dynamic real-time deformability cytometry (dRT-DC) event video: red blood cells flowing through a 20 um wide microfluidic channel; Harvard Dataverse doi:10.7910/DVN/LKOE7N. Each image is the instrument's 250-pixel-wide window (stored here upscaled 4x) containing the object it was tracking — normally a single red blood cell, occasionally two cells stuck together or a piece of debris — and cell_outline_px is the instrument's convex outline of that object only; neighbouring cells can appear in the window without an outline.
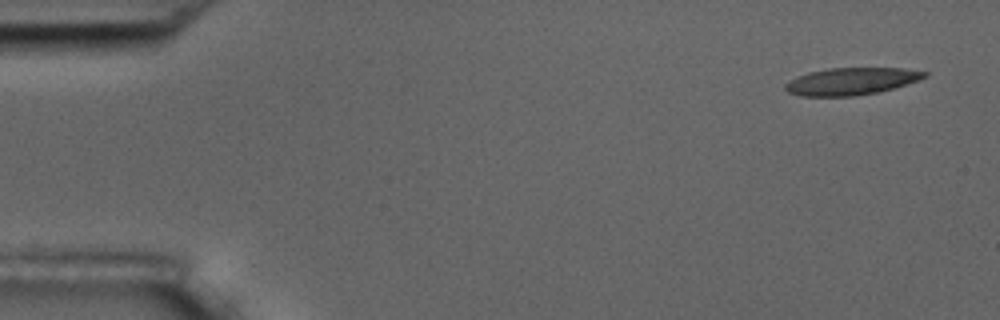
{"species": "common noctule bat (a hibernating species)", "species_latin": "Nyctalus noctula", "temperature_condition": "room temperature", "stored_images_in_passage": 6, "camera_frame_rate_fps": 3000, "um_per_image_px": 0.085, "animal": {"sex": "male", "body_mass_g": 17.5, "forearm_length_mm": 52.3}, "frame": {"image": 1, "passage_image": 1, "time_ms": 0.0, "image_size_px": [1000, 320], "cell_outline_px": [[928, 76], [892, 88], [876, 92], [852, 96], [800, 96], [788, 92], [784, 88], [784, 84], [808, 72], [828, 68], [904, 68], [928, 72]], "centroid_in_image_um": [72.33, 6.9], "position_along_channel_um": 12.7, "area_um2": 21.73}}
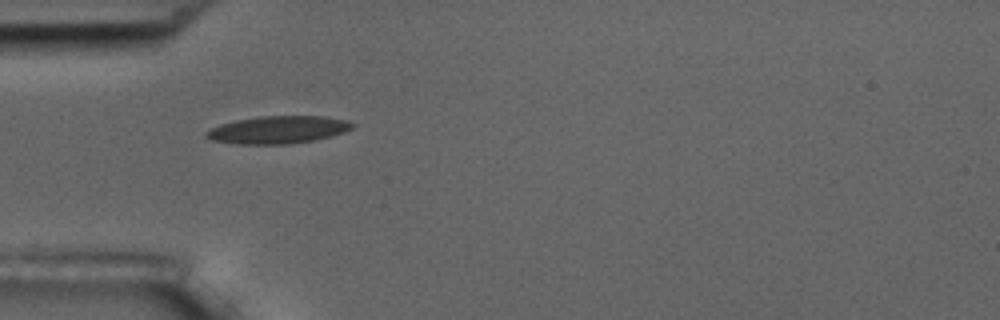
{"frame": {"image": 2, "passage_image": 5, "time_ms": 4.667, "image_size_px": [1000, 320], "cell_outline_px": [[356, 124], [352, 128], [344, 132], [332, 136], [312, 140], [288, 144], [236, 144], [212, 140], [204, 136], [204, 132], [220, 124], [236, 120], [260, 116], [320, 116], [348, 120]], "centroid_in_image_um": [23.63, 11.03], "position_along_channel_um": 61.4, "area_um2": 23.47}}